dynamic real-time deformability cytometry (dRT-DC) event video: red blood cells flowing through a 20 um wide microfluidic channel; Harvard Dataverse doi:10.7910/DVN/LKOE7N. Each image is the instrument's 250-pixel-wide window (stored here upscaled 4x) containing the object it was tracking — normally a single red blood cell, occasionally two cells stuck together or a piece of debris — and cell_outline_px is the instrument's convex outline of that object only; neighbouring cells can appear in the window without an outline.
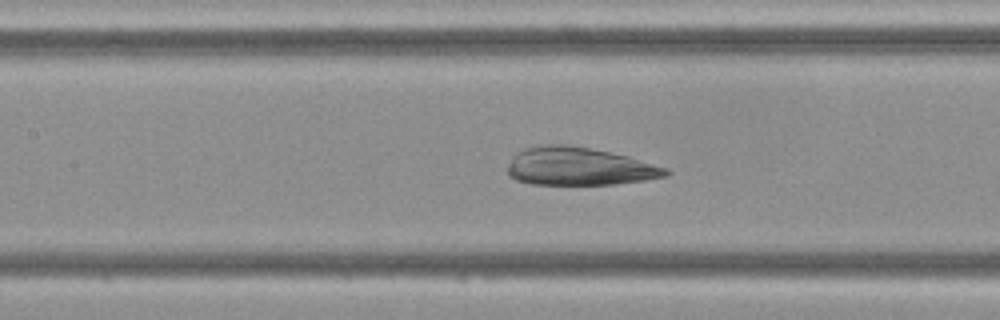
{"species": "Egyptian fruit bat (a non-hibernating species)", "species_latin": "Rousettus aegyptiacus", "temperature_condition": "cold", "stored_images_in_passage": 46, "camera_frame_rate_fps": 3000, "um_per_image_px": 0.085, "frame": {"image": 1, "passage_image": 20, "time_ms": 6.333, "image_size_px": [1000, 320], "cell_outline_px": [[672, 172], [668, 176], [644, 180], [616, 184], [532, 184], [516, 180], [508, 176], [508, 164], [516, 152], [524, 148], [540, 144], [568, 144], [628, 156], [668, 168]], "centroid_in_image_um": [49.22, 14.14], "position_along_channel_um": 158.2, "area_um2": 35.14}}
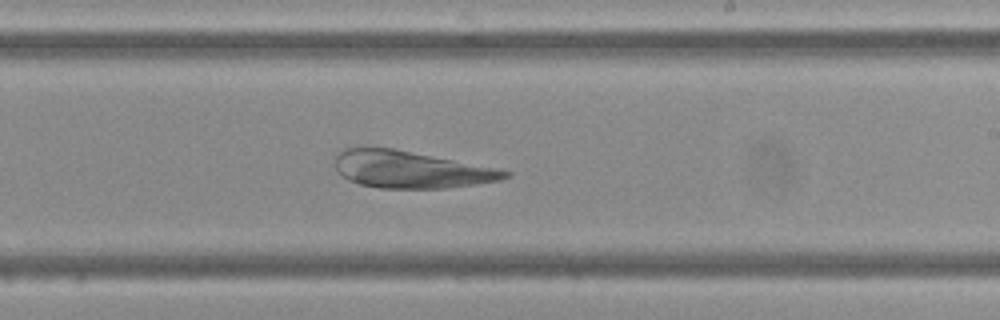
{"frame": {"image": 2, "passage_image": 27, "time_ms": 8.667, "image_size_px": [1000, 320], "cell_outline_px": [[512, 176], [500, 180], [476, 184], [444, 188], [380, 188], [360, 184], [348, 180], [336, 168], [336, 156], [344, 148], [364, 144], [392, 148], [500, 168], [512, 172]], "centroid_in_image_um": [34.91, 14.38], "position_along_channel_um": 254.1, "area_um2": 37.22}}
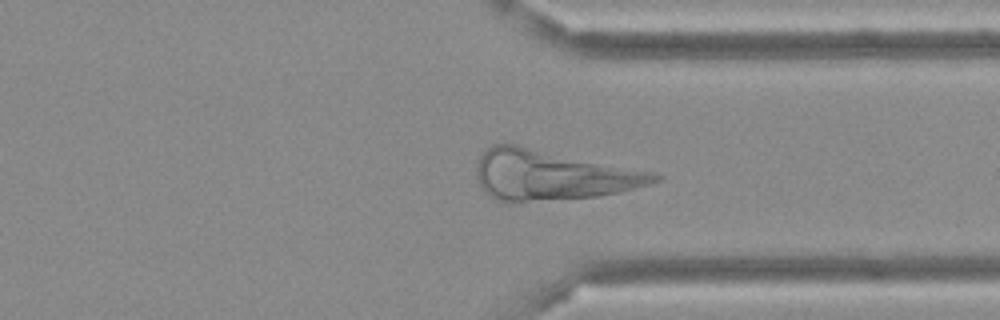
{"frame": {"image": 3, "passage_image": 35, "time_ms": 11.333, "image_size_px": [1000, 320], "cell_outline_px": [[664, 176], [660, 180], [648, 184], [620, 192], [596, 196], [508, 204], [496, 200], [484, 192], [476, 176], [476, 164], [480, 156], [492, 144], [520, 144], [656, 172]], "centroid_in_image_um": [46.91, 14.88], "position_along_channel_um": 364.5, "area_um2": 52.83}}